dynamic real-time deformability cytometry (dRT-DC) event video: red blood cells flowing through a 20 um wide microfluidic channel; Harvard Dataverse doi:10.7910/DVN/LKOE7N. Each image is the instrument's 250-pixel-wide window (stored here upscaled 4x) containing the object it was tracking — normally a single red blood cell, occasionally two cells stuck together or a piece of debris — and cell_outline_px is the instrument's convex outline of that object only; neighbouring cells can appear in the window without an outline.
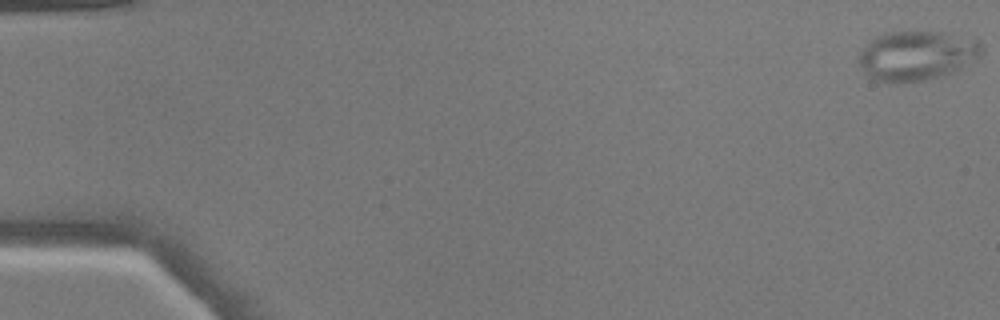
{"species": "common noctule bat (a hibernating species)", "species_latin": "Nyctalus noctula", "temperature_condition": "warm", "stored_images_in_passage": 13, "camera_frame_rate_fps": 3000, "um_per_image_px": 0.085, "animal": {"sex": "male", "body_mass_g": 17.9}, "frame": {"image": 1, "passage_image": 1, "time_ms": 0.0, "image_size_px": [1000, 320], "cell_outline_px": [[984, 48], [980, 56], [960, 68], [952, 72], [940, 76], [924, 80], [892, 84], [888, 84], [876, 80], [868, 76], [856, 60], [860, 52], [876, 36], [892, 32], [944, 32], [980, 40]], "centroid_in_image_um": [77.92, 4.74], "position_along_channel_um": 7.1, "area_um2": 35.55}}